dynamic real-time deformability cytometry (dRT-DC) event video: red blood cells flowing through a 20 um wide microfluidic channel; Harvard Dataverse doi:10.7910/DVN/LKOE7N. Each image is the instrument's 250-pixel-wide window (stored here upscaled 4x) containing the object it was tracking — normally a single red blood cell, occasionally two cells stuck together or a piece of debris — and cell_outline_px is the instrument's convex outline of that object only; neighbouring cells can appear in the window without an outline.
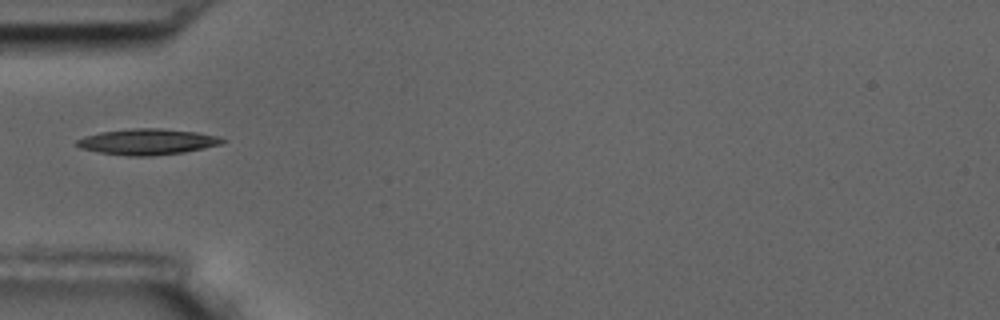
{"species": "common noctule bat (a hibernating species)", "species_latin": "Nyctalus noctula", "temperature_condition": "room temperature", "stored_images_in_passage": 10, "camera_frame_rate_fps": 3000, "um_per_image_px": 0.085, "animal": {"sex": "male", "body_mass_g": 17.5, "forearm_length_mm": 52.3}, "frame": {"image": 1, "passage_image": 6, "time_ms": 6.0, "image_size_px": [1000, 320], "cell_outline_px": [[228, 140], [220, 144], [204, 148], [184, 152], [152, 156], [128, 156], [100, 152], [80, 148], [76, 144], [76, 140], [84, 136], [100, 132], [132, 128], [160, 128], [196, 132], [216, 136]], "centroid_in_image_um": [12.51, 12.05], "position_along_channel_um": 72.5, "area_um2": 21.91}}
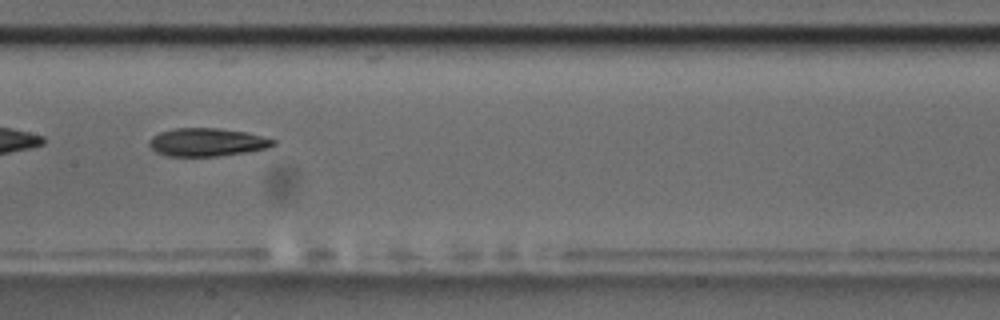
{"frame": {"image": 2, "passage_image": 9, "time_ms": 9.333, "image_size_px": [1000, 320], "cell_outline_px": [[276, 144], [268, 148], [248, 152], [216, 156], [168, 156], [156, 152], [148, 144], [148, 140], [152, 136], [160, 132], [176, 128], [216, 128], [244, 132], [276, 140]], "centroid_in_image_um": [17.58, 12.09], "position_along_channel_um": 189.8, "area_um2": 20.23}}
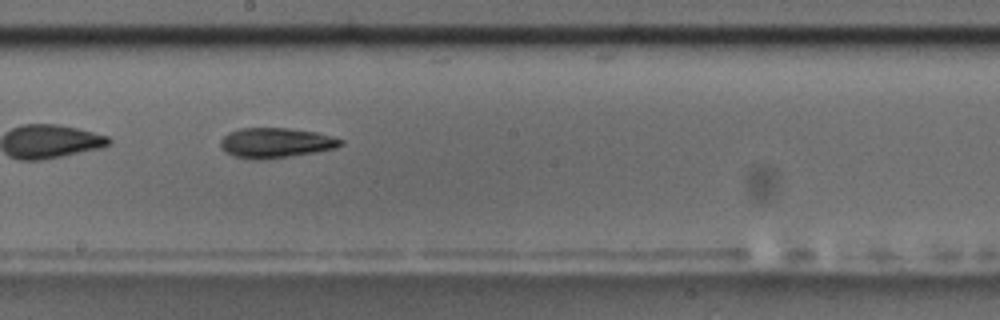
{"frame": {"image": 3, "passage_image": 10, "time_ms": 10.333, "image_size_px": [1000, 320], "cell_outline_px": [[344, 144], [336, 148], [316, 152], [288, 156], [256, 160], [236, 156], [220, 148], [220, 140], [228, 132], [240, 128], [288, 128], [316, 132], [344, 140]], "centroid_in_image_um": [23.45, 12.13], "position_along_channel_um": 224.8, "area_um2": 20.87}}